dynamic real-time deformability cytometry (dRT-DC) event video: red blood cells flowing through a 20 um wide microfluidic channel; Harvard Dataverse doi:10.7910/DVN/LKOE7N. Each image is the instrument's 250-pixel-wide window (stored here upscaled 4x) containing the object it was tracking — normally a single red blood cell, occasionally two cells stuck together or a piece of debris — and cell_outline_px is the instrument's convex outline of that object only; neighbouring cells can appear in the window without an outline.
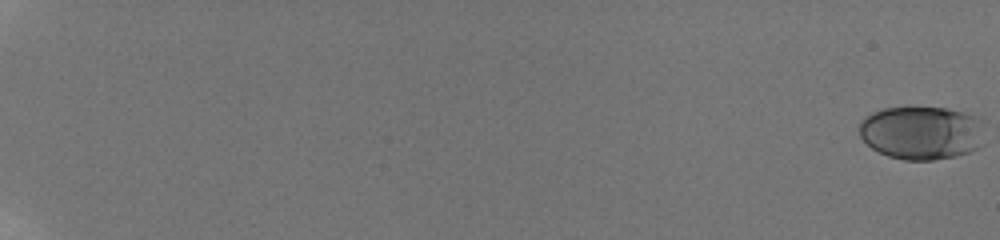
{"species": "human", "species_latin": "Homo sapiens", "temperature_condition": "room temperature", "stored_images_in_passage": 23, "camera_frame_rate_fps": 3000, "um_per_image_px": 0.085, "donor": {"sex": "male"}, "frame": {"image": 1, "passage_image": 1, "time_ms": 0.0, "image_size_px": [1000, 240], "cell_outline_px": [[984, 124], [976, 148], [968, 152], [956, 156], [932, 160], [904, 160], [888, 156], [872, 148], [860, 136], [856, 128], [860, 120], [864, 116], [872, 112], [884, 108], [908, 104], [912, 104], [948, 108], [984, 116]], "centroid_in_image_um": [78.29, 11.2], "position_along_channel_um": 6.7, "area_um2": 40.4}}
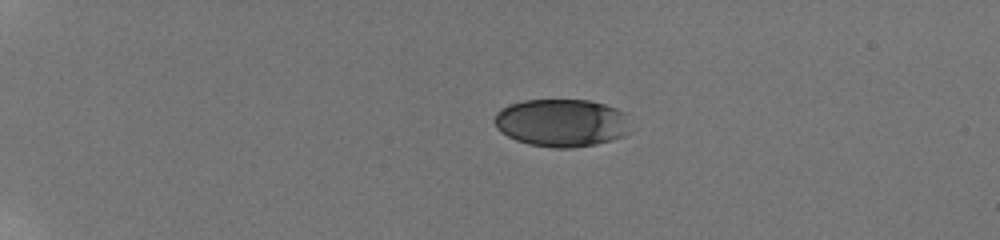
{"frame": {"image": 2, "passage_image": 16, "time_ms": 5.333, "image_size_px": [1000, 240], "cell_outline_px": [[628, 132], [624, 136], [612, 140], [596, 144], [572, 148], [552, 148], [528, 144], [516, 140], [508, 136], [496, 128], [492, 120], [496, 112], [500, 108], [508, 104], [524, 100], [588, 100], [604, 104], [616, 108], [624, 112]], "centroid_in_image_um": [47.67, 10.44], "position_along_channel_um": 37.3, "area_um2": 38.03}}